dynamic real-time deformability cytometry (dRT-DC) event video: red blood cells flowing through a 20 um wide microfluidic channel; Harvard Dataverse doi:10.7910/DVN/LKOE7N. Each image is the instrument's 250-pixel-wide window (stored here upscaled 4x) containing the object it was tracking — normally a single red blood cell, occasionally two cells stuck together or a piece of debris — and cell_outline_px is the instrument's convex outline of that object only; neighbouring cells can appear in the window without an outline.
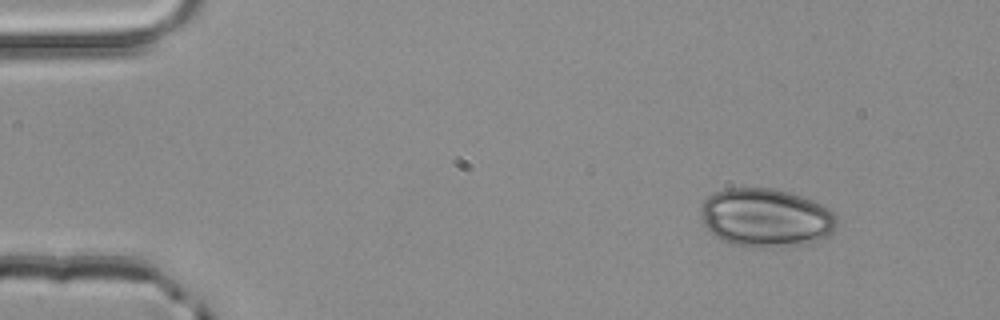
{"species": "common noctule bat (a hibernating species)", "species_latin": "Nyctalus noctula", "temperature_condition": "room temperature", "stored_images_in_passage": 2, "camera_frame_rate_fps": 3000, "um_per_image_px": 0.085, "animal": {"sex": "male", "body_mass_g": 20.4}, "frame": {"image": 1, "passage_image": 1, "time_ms": 0.0, "image_size_px": [1000, 320], "cell_outline_px": [[836, 228], [828, 236], [804, 244], [772, 248], [760, 248], [732, 244], [720, 240], [708, 228], [700, 212], [700, 208], [704, 200], [708, 196], [716, 192], [728, 188], [772, 188], [788, 192], [812, 200], [828, 208], [836, 216]], "centroid_in_image_um": [65.1, 18.51], "position_along_channel_um": 19.9, "area_um2": 46.3}}